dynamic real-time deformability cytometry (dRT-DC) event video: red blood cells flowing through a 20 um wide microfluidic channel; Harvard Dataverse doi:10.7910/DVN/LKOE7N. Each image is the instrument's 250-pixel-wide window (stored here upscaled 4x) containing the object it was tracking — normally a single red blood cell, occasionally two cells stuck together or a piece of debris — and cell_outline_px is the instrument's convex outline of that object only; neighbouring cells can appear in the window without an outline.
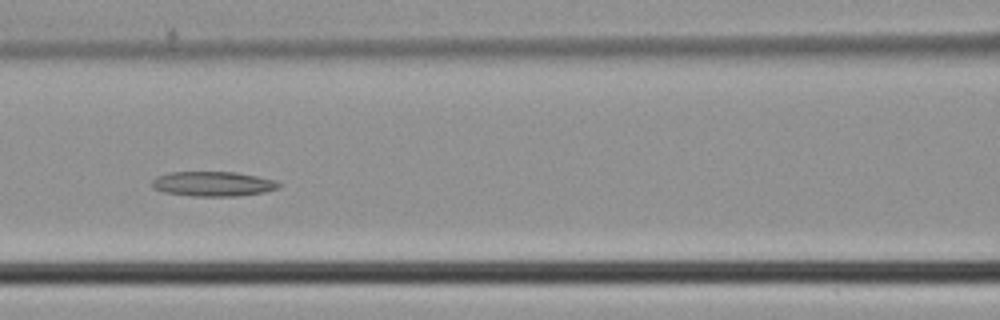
{"species": "common noctule bat (a hibernating species)", "species_latin": "Nyctalus noctula", "temperature_condition": "cold", "stored_images_in_passage": 46, "segment_of_instrument_passage": [1, 2], "camera_frame_rate_fps": 3000, "um_per_image_px": 0.085, "animal": {"sex": "male", "body_mass_g": 21.5, "forearm_length_mm": 52.0}, "frame": {"image": 1, "passage_image": 19, "time_ms": 6.0, "image_size_px": [1000, 320], "cell_outline_px": [[280, 188], [264, 192], [240, 196], [192, 196], [164, 192], [152, 188], [152, 180], [156, 176], [168, 172], [236, 172], [276, 180], [280, 184]], "centroid_in_image_um": [18.1, 15.63], "position_along_channel_um": 148.5, "area_um2": 18.44}}
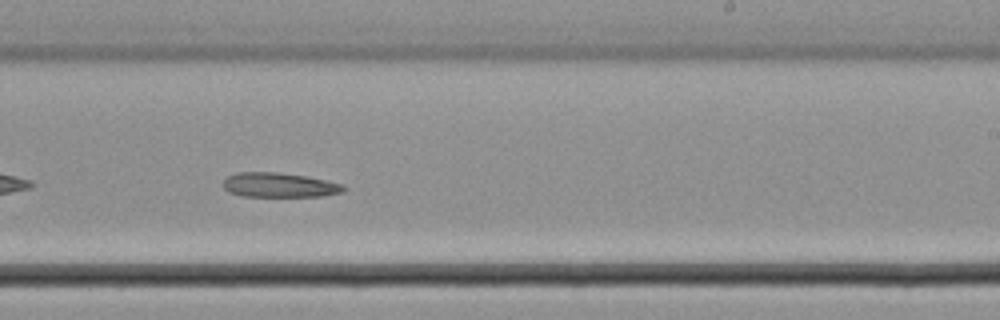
{"frame": {"image": 2, "passage_image": 27, "time_ms": 8.667, "image_size_px": [1000, 320], "cell_outline_px": [[344, 192], [324, 196], [244, 196], [228, 192], [224, 188], [224, 180], [228, 176], [236, 172], [280, 172], [304, 176], [344, 184]], "centroid_in_image_um": [23.74, 15.72], "position_along_channel_um": 265.3, "area_um2": 17.17}}
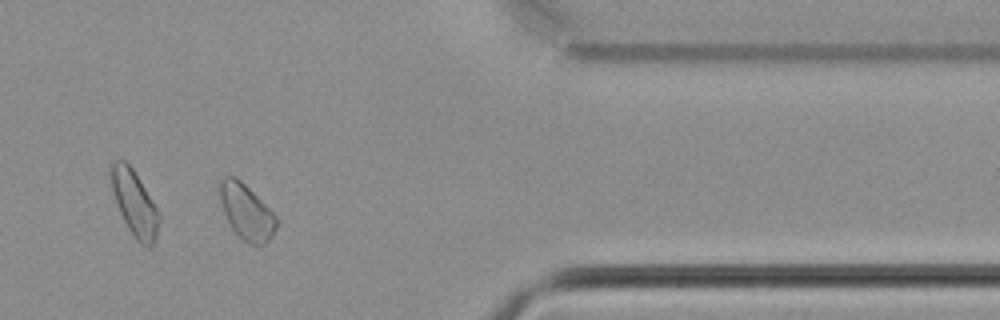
{"frame": {"image": 3, "passage_image": 37, "time_ms": 12.0, "image_size_px": [1000, 320], "cell_outline_px": [[280, 220], [272, 236], [264, 244], [248, 244], [232, 228], [224, 212], [220, 200], [220, 180], [224, 176], [236, 176]], "centroid_in_image_um": [20.96, 18.01], "position_along_channel_um": 390.4, "area_um2": 17.86}}